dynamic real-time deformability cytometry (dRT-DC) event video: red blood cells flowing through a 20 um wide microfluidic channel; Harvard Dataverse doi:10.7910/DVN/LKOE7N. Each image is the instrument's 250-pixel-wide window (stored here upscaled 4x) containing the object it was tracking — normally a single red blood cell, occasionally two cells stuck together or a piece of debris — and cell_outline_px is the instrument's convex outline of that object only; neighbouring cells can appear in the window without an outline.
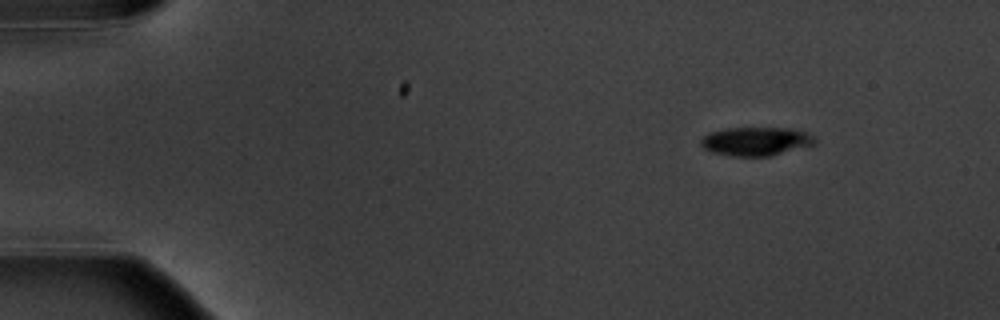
{"species": "common noctule bat (a hibernating species)", "species_latin": "Nyctalus noctula", "temperature_condition": "warm", "stored_images_in_passage": 4, "camera_frame_rate_fps": 3000, "um_per_image_px": 0.085, "animal": {"sex": "male", "body_mass_g": 20.1, "forearm_length_mm": 53.5}, "frame": {"image": 1, "passage_image": 1, "time_ms": 0.0, "image_size_px": [1000, 320], "cell_outline_px": [[816, 144], [772, 156], [736, 156], [712, 152], [704, 148], [700, 144], [700, 140], [708, 132], [728, 128], [788, 128], [804, 132], [816, 136]], "centroid_in_image_um": [64.28, 12.01], "position_along_channel_um": 20.7, "area_um2": 19.07}}
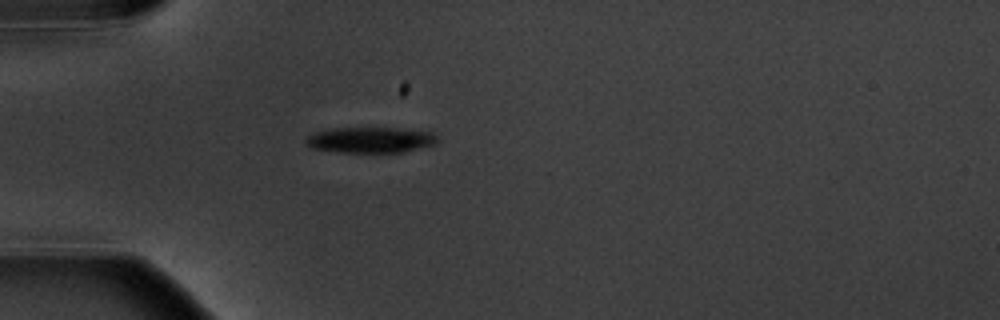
{"frame": {"image": 2, "passage_image": 4, "time_ms": 3.333, "image_size_px": [1000, 320], "cell_outline_px": [[440, 140], [436, 144], [404, 152], [336, 152], [312, 148], [304, 140], [308, 136], [316, 132], [332, 128], [396, 128], [432, 132]], "centroid_in_image_um": [31.52, 11.89], "position_along_channel_um": 53.5, "area_um2": 19.71}}